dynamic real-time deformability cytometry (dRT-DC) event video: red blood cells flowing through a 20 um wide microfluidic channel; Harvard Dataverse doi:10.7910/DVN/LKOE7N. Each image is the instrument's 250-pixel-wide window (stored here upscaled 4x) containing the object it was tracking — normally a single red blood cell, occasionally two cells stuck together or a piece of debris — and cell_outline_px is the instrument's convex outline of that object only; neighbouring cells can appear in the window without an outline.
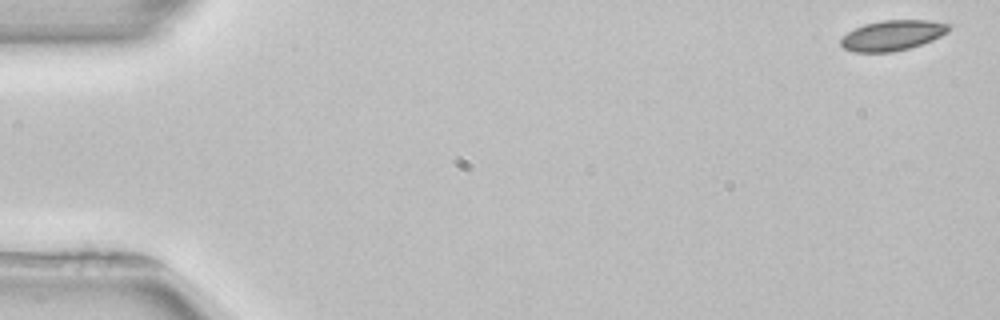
{"species": "common noctule bat (a hibernating species)", "species_latin": "Nyctalus noctula", "temperature_condition": "room temperature", "stored_images_in_passage": 52, "camera_frame_rate_fps": 3000, "um_per_image_px": 0.085, "animal": {"sex": "female", "body_mass_g": 22.7, "forearm_length_mm": 54.2}, "frame": {"image": 1, "passage_image": 1, "time_ms": 0.0, "image_size_px": [1000, 320], "cell_outline_px": [[952, 28], [948, 32], [932, 40], [908, 48], [892, 52], [856, 52], [844, 48], [840, 44], [840, 36], [864, 24], [880, 20], [928, 20], [952, 24]], "centroid_in_image_um": [75.86, 2.99], "position_along_channel_um": 9.1, "area_um2": 19.13}}
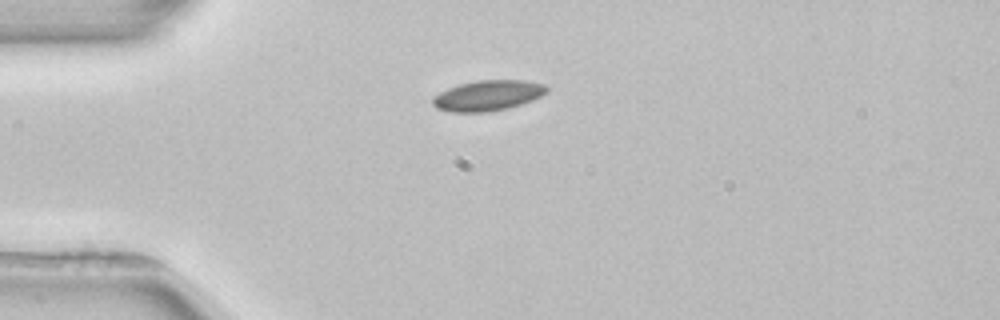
{"frame": {"image": 2, "passage_image": 13, "time_ms": 4.0, "image_size_px": [1000, 320], "cell_outline_px": [[548, 92], [532, 100], [508, 108], [488, 112], [448, 112], [436, 108], [432, 104], [432, 100], [440, 92], [448, 88], [460, 84], [476, 80], [524, 80], [544, 84], [548, 88]], "centroid_in_image_um": [41.46, 8.12], "position_along_channel_um": 43.5, "area_um2": 20.23}}
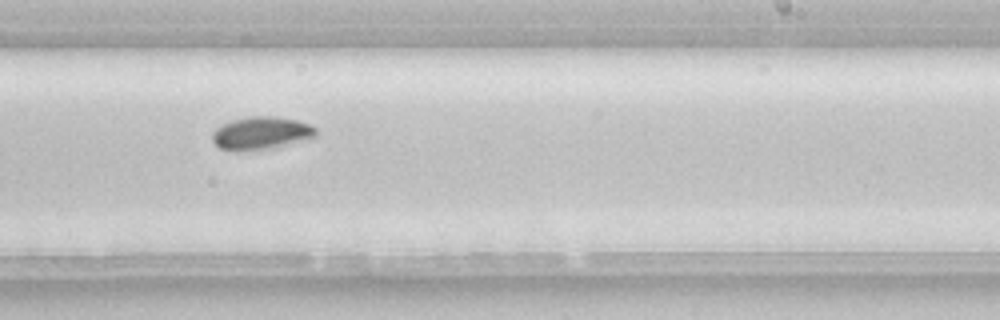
{"frame": {"image": 3, "passage_image": 32, "time_ms": 10.333, "image_size_px": [1000, 320], "cell_outline_px": [[316, 136], [308, 140], [276, 148], [244, 152], [236, 152], [220, 148], [212, 140], [212, 132], [216, 128], [232, 120], [252, 116], [276, 116], [296, 120], [308, 124], [316, 128]], "centroid_in_image_um": [22.21, 11.35], "position_along_channel_um": 266.8, "area_um2": 20.23}}